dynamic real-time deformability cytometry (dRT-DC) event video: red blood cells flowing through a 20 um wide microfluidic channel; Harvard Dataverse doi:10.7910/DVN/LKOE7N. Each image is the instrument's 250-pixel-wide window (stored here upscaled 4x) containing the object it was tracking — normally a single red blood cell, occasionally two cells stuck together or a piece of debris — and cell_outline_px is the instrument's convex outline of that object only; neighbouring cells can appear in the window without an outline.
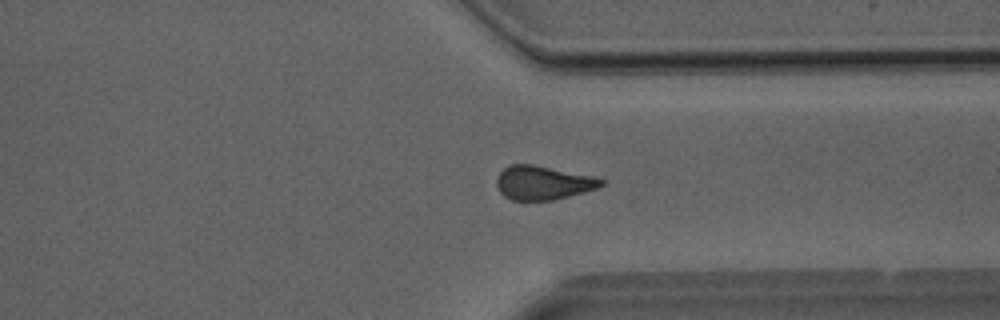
{"species": "Egyptian fruit bat (a non-hibernating species)", "species_latin": "Rousettus aegyptiacus", "temperature_condition": "room temperature", "stored_images_in_passage": 37, "camera_frame_rate_fps": 3000, "um_per_image_px": 0.085, "animal": {"sex": "male"}, "frame": {"image": 1, "passage_image": 28, "time_ms": 9.0, "image_size_px": [1000, 320], "cell_outline_px": [[608, 180], [604, 184], [596, 188], [568, 196], [552, 200], [512, 200], [504, 196], [500, 192], [496, 184], [496, 176], [508, 164], [532, 164], [596, 176]], "centroid_in_image_um": [46.16, 15.52], "position_along_channel_um": 365.2, "area_um2": 20.81}}
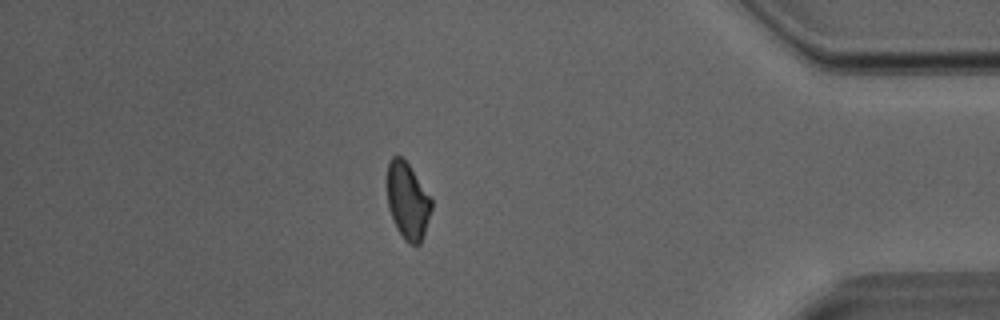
{"frame": {"image": 2, "passage_image": 32, "time_ms": 10.333, "image_size_px": [1000, 320], "cell_outline_px": [[432, 208], [420, 244], [416, 248], [408, 244], [404, 240], [396, 228], [388, 208], [388, 164], [392, 156], [400, 156], [408, 164], [432, 196]], "centroid_in_image_um": [34.67, 17.12], "position_along_channel_um": 400.5, "area_um2": 19.94}}
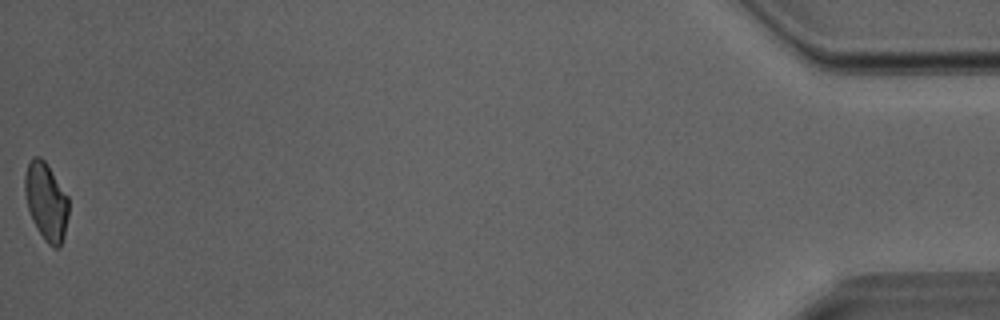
{"frame": {"image": 3, "passage_image": 37, "time_ms": 12.0, "image_size_px": [1000, 320], "cell_outline_px": [[68, 216], [64, 236], [60, 248], [52, 248], [44, 240], [36, 228], [28, 208], [24, 192], [24, 176], [28, 164], [32, 156], [40, 156], [48, 164], [68, 196]], "centroid_in_image_um": [3.92, 17.12], "position_along_channel_um": 431.3, "area_um2": 20.06}}